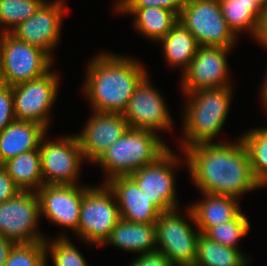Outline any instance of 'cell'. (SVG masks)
Masks as SVG:
<instances>
[{
	"instance_id": "cell-27",
	"label": "cell",
	"mask_w": 267,
	"mask_h": 266,
	"mask_svg": "<svg viewBox=\"0 0 267 266\" xmlns=\"http://www.w3.org/2000/svg\"><path fill=\"white\" fill-rule=\"evenodd\" d=\"M250 155L252 171L261 187L267 185V127L255 128L240 137Z\"/></svg>"
},
{
	"instance_id": "cell-25",
	"label": "cell",
	"mask_w": 267,
	"mask_h": 266,
	"mask_svg": "<svg viewBox=\"0 0 267 266\" xmlns=\"http://www.w3.org/2000/svg\"><path fill=\"white\" fill-rule=\"evenodd\" d=\"M167 64L187 69L200 47L194 35L179 21L160 40Z\"/></svg>"
},
{
	"instance_id": "cell-5",
	"label": "cell",
	"mask_w": 267,
	"mask_h": 266,
	"mask_svg": "<svg viewBox=\"0 0 267 266\" xmlns=\"http://www.w3.org/2000/svg\"><path fill=\"white\" fill-rule=\"evenodd\" d=\"M52 59L43 50L11 33H0V77L3 84L12 87L44 76L53 66Z\"/></svg>"
},
{
	"instance_id": "cell-7",
	"label": "cell",
	"mask_w": 267,
	"mask_h": 266,
	"mask_svg": "<svg viewBox=\"0 0 267 266\" xmlns=\"http://www.w3.org/2000/svg\"><path fill=\"white\" fill-rule=\"evenodd\" d=\"M120 219L114 193L105 183L93 185L83 194L77 236L88 244L103 245Z\"/></svg>"
},
{
	"instance_id": "cell-3",
	"label": "cell",
	"mask_w": 267,
	"mask_h": 266,
	"mask_svg": "<svg viewBox=\"0 0 267 266\" xmlns=\"http://www.w3.org/2000/svg\"><path fill=\"white\" fill-rule=\"evenodd\" d=\"M232 90V86H226L186 94L183 150L200 143H213L227 119Z\"/></svg>"
},
{
	"instance_id": "cell-12",
	"label": "cell",
	"mask_w": 267,
	"mask_h": 266,
	"mask_svg": "<svg viewBox=\"0 0 267 266\" xmlns=\"http://www.w3.org/2000/svg\"><path fill=\"white\" fill-rule=\"evenodd\" d=\"M178 159V155L169 149L155 163L145 165L129 175L161 212L179 205L173 173V168L180 162Z\"/></svg>"
},
{
	"instance_id": "cell-14",
	"label": "cell",
	"mask_w": 267,
	"mask_h": 266,
	"mask_svg": "<svg viewBox=\"0 0 267 266\" xmlns=\"http://www.w3.org/2000/svg\"><path fill=\"white\" fill-rule=\"evenodd\" d=\"M163 96L152 84L146 75L136 87L129 99L123 116L129 128L153 131L168 130L173 125Z\"/></svg>"
},
{
	"instance_id": "cell-31",
	"label": "cell",
	"mask_w": 267,
	"mask_h": 266,
	"mask_svg": "<svg viewBox=\"0 0 267 266\" xmlns=\"http://www.w3.org/2000/svg\"><path fill=\"white\" fill-rule=\"evenodd\" d=\"M46 254L51 255L54 266H88L83 255L65 235L45 241ZM50 254H49V253Z\"/></svg>"
},
{
	"instance_id": "cell-29",
	"label": "cell",
	"mask_w": 267,
	"mask_h": 266,
	"mask_svg": "<svg viewBox=\"0 0 267 266\" xmlns=\"http://www.w3.org/2000/svg\"><path fill=\"white\" fill-rule=\"evenodd\" d=\"M249 228V221L241 211L234 219L210 227L204 235L221 245L238 249V241L247 235Z\"/></svg>"
},
{
	"instance_id": "cell-19",
	"label": "cell",
	"mask_w": 267,
	"mask_h": 266,
	"mask_svg": "<svg viewBox=\"0 0 267 266\" xmlns=\"http://www.w3.org/2000/svg\"><path fill=\"white\" fill-rule=\"evenodd\" d=\"M202 195L204 199L187 207L189 219L202 234L210 227L234 219L241 212L237 198L209 193H202Z\"/></svg>"
},
{
	"instance_id": "cell-11",
	"label": "cell",
	"mask_w": 267,
	"mask_h": 266,
	"mask_svg": "<svg viewBox=\"0 0 267 266\" xmlns=\"http://www.w3.org/2000/svg\"><path fill=\"white\" fill-rule=\"evenodd\" d=\"M58 84V73L49 71L40 78L12 86L16 120L35 122L47 128Z\"/></svg>"
},
{
	"instance_id": "cell-38",
	"label": "cell",
	"mask_w": 267,
	"mask_h": 266,
	"mask_svg": "<svg viewBox=\"0 0 267 266\" xmlns=\"http://www.w3.org/2000/svg\"><path fill=\"white\" fill-rule=\"evenodd\" d=\"M261 99L262 101L264 102V105L266 107V111H267V72H266V76H265V79H264V82L262 84V87H261Z\"/></svg>"
},
{
	"instance_id": "cell-2",
	"label": "cell",
	"mask_w": 267,
	"mask_h": 266,
	"mask_svg": "<svg viewBox=\"0 0 267 266\" xmlns=\"http://www.w3.org/2000/svg\"><path fill=\"white\" fill-rule=\"evenodd\" d=\"M146 75L135 59L103 52L90 61L83 91L93 111L123 114Z\"/></svg>"
},
{
	"instance_id": "cell-20",
	"label": "cell",
	"mask_w": 267,
	"mask_h": 266,
	"mask_svg": "<svg viewBox=\"0 0 267 266\" xmlns=\"http://www.w3.org/2000/svg\"><path fill=\"white\" fill-rule=\"evenodd\" d=\"M47 130L35 122L12 121L0 132V165L21 153L39 148Z\"/></svg>"
},
{
	"instance_id": "cell-1",
	"label": "cell",
	"mask_w": 267,
	"mask_h": 266,
	"mask_svg": "<svg viewBox=\"0 0 267 266\" xmlns=\"http://www.w3.org/2000/svg\"><path fill=\"white\" fill-rule=\"evenodd\" d=\"M190 176L202 193L230 196L262 188L254 177L242 139L234 143H200L184 150Z\"/></svg>"
},
{
	"instance_id": "cell-30",
	"label": "cell",
	"mask_w": 267,
	"mask_h": 266,
	"mask_svg": "<svg viewBox=\"0 0 267 266\" xmlns=\"http://www.w3.org/2000/svg\"><path fill=\"white\" fill-rule=\"evenodd\" d=\"M45 242L15 243L4 266H46Z\"/></svg>"
},
{
	"instance_id": "cell-28",
	"label": "cell",
	"mask_w": 267,
	"mask_h": 266,
	"mask_svg": "<svg viewBox=\"0 0 267 266\" xmlns=\"http://www.w3.org/2000/svg\"><path fill=\"white\" fill-rule=\"evenodd\" d=\"M46 1L0 0V24H4L0 33H10L21 22L30 18Z\"/></svg>"
},
{
	"instance_id": "cell-16",
	"label": "cell",
	"mask_w": 267,
	"mask_h": 266,
	"mask_svg": "<svg viewBox=\"0 0 267 266\" xmlns=\"http://www.w3.org/2000/svg\"><path fill=\"white\" fill-rule=\"evenodd\" d=\"M90 186L42 185L37 191L40 215H45L52 223L78 229L83 194Z\"/></svg>"
},
{
	"instance_id": "cell-36",
	"label": "cell",
	"mask_w": 267,
	"mask_h": 266,
	"mask_svg": "<svg viewBox=\"0 0 267 266\" xmlns=\"http://www.w3.org/2000/svg\"><path fill=\"white\" fill-rule=\"evenodd\" d=\"M15 242L0 234V266H4Z\"/></svg>"
},
{
	"instance_id": "cell-8",
	"label": "cell",
	"mask_w": 267,
	"mask_h": 266,
	"mask_svg": "<svg viewBox=\"0 0 267 266\" xmlns=\"http://www.w3.org/2000/svg\"><path fill=\"white\" fill-rule=\"evenodd\" d=\"M178 208L161 212L157 217L156 247L175 266L195 264L198 230L195 232L185 218L178 214Z\"/></svg>"
},
{
	"instance_id": "cell-32",
	"label": "cell",
	"mask_w": 267,
	"mask_h": 266,
	"mask_svg": "<svg viewBox=\"0 0 267 266\" xmlns=\"http://www.w3.org/2000/svg\"><path fill=\"white\" fill-rule=\"evenodd\" d=\"M184 4L185 0H118L115 8L162 7L174 11L179 16Z\"/></svg>"
},
{
	"instance_id": "cell-23",
	"label": "cell",
	"mask_w": 267,
	"mask_h": 266,
	"mask_svg": "<svg viewBox=\"0 0 267 266\" xmlns=\"http://www.w3.org/2000/svg\"><path fill=\"white\" fill-rule=\"evenodd\" d=\"M116 11L134 15V26L149 40L160 41L178 22L179 16L162 7L115 8Z\"/></svg>"
},
{
	"instance_id": "cell-24",
	"label": "cell",
	"mask_w": 267,
	"mask_h": 266,
	"mask_svg": "<svg viewBox=\"0 0 267 266\" xmlns=\"http://www.w3.org/2000/svg\"><path fill=\"white\" fill-rule=\"evenodd\" d=\"M2 167L21 191L36 192L43 185L39 148L8 159Z\"/></svg>"
},
{
	"instance_id": "cell-17",
	"label": "cell",
	"mask_w": 267,
	"mask_h": 266,
	"mask_svg": "<svg viewBox=\"0 0 267 266\" xmlns=\"http://www.w3.org/2000/svg\"><path fill=\"white\" fill-rule=\"evenodd\" d=\"M121 113L93 111L80 134H76L84 159L94 162L128 130Z\"/></svg>"
},
{
	"instance_id": "cell-10",
	"label": "cell",
	"mask_w": 267,
	"mask_h": 266,
	"mask_svg": "<svg viewBox=\"0 0 267 266\" xmlns=\"http://www.w3.org/2000/svg\"><path fill=\"white\" fill-rule=\"evenodd\" d=\"M40 203L34 191H20L0 203V234L15 243L45 242L37 229Z\"/></svg>"
},
{
	"instance_id": "cell-18",
	"label": "cell",
	"mask_w": 267,
	"mask_h": 266,
	"mask_svg": "<svg viewBox=\"0 0 267 266\" xmlns=\"http://www.w3.org/2000/svg\"><path fill=\"white\" fill-rule=\"evenodd\" d=\"M116 198L120 217L132 223H156L161 211L130 176L104 181Z\"/></svg>"
},
{
	"instance_id": "cell-35",
	"label": "cell",
	"mask_w": 267,
	"mask_h": 266,
	"mask_svg": "<svg viewBox=\"0 0 267 266\" xmlns=\"http://www.w3.org/2000/svg\"><path fill=\"white\" fill-rule=\"evenodd\" d=\"M20 191L7 171L0 165V203L11 199Z\"/></svg>"
},
{
	"instance_id": "cell-15",
	"label": "cell",
	"mask_w": 267,
	"mask_h": 266,
	"mask_svg": "<svg viewBox=\"0 0 267 266\" xmlns=\"http://www.w3.org/2000/svg\"><path fill=\"white\" fill-rule=\"evenodd\" d=\"M65 8L64 0L46 1L10 33L17 39L43 50L52 58L51 51L60 39Z\"/></svg>"
},
{
	"instance_id": "cell-9",
	"label": "cell",
	"mask_w": 267,
	"mask_h": 266,
	"mask_svg": "<svg viewBox=\"0 0 267 266\" xmlns=\"http://www.w3.org/2000/svg\"><path fill=\"white\" fill-rule=\"evenodd\" d=\"M40 142L43 185H79L83 154L76 135ZM45 141V142H44Z\"/></svg>"
},
{
	"instance_id": "cell-22",
	"label": "cell",
	"mask_w": 267,
	"mask_h": 266,
	"mask_svg": "<svg viewBox=\"0 0 267 266\" xmlns=\"http://www.w3.org/2000/svg\"><path fill=\"white\" fill-rule=\"evenodd\" d=\"M219 3L223 17L236 36L245 30L257 40L264 13L263 0H219Z\"/></svg>"
},
{
	"instance_id": "cell-34",
	"label": "cell",
	"mask_w": 267,
	"mask_h": 266,
	"mask_svg": "<svg viewBox=\"0 0 267 266\" xmlns=\"http://www.w3.org/2000/svg\"><path fill=\"white\" fill-rule=\"evenodd\" d=\"M129 266H175L163 253L155 251L141 254Z\"/></svg>"
},
{
	"instance_id": "cell-13",
	"label": "cell",
	"mask_w": 267,
	"mask_h": 266,
	"mask_svg": "<svg viewBox=\"0 0 267 266\" xmlns=\"http://www.w3.org/2000/svg\"><path fill=\"white\" fill-rule=\"evenodd\" d=\"M231 49L200 46L189 66L183 72L181 85L184 94L202 89L231 86L226 59Z\"/></svg>"
},
{
	"instance_id": "cell-4",
	"label": "cell",
	"mask_w": 267,
	"mask_h": 266,
	"mask_svg": "<svg viewBox=\"0 0 267 266\" xmlns=\"http://www.w3.org/2000/svg\"><path fill=\"white\" fill-rule=\"evenodd\" d=\"M170 148L153 131L128 128L95 161L106 171V181L115 176H129L145 165L155 163Z\"/></svg>"
},
{
	"instance_id": "cell-26",
	"label": "cell",
	"mask_w": 267,
	"mask_h": 266,
	"mask_svg": "<svg viewBox=\"0 0 267 266\" xmlns=\"http://www.w3.org/2000/svg\"><path fill=\"white\" fill-rule=\"evenodd\" d=\"M249 261L239 251L210 240L200 234L197 242L196 266H247Z\"/></svg>"
},
{
	"instance_id": "cell-33",
	"label": "cell",
	"mask_w": 267,
	"mask_h": 266,
	"mask_svg": "<svg viewBox=\"0 0 267 266\" xmlns=\"http://www.w3.org/2000/svg\"><path fill=\"white\" fill-rule=\"evenodd\" d=\"M16 119L12 87L0 84V132Z\"/></svg>"
},
{
	"instance_id": "cell-37",
	"label": "cell",
	"mask_w": 267,
	"mask_h": 266,
	"mask_svg": "<svg viewBox=\"0 0 267 266\" xmlns=\"http://www.w3.org/2000/svg\"><path fill=\"white\" fill-rule=\"evenodd\" d=\"M257 42L267 49V1L264 4V13L261 20L260 31L257 36Z\"/></svg>"
},
{
	"instance_id": "cell-21",
	"label": "cell",
	"mask_w": 267,
	"mask_h": 266,
	"mask_svg": "<svg viewBox=\"0 0 267 266\" xmlns=\"http://www.w3.org/2000/svg\"><path fill=\"white\" fill-rule=\"evenodd\" d=\"M106 244L129 252H139L140 255L155 252V223H132L120 219L103 245Z\"/></svg>"
},
{
	"instance_id": "cell-6",
	"label": "cell",
	"mask_w": 267,
	"mask_h": 266,
	"mask_svg": "<svg viewBox=\"0 0 267 266\" xmlns=\"http://www.w3.org/2000/svg\"><path fill=\"white\" fill-rule=\"evenodd\" d=\"M178 21L199 46L233 48L236 35L222 15L219 0H185Z\"/></svg>"
}]
</instances>
